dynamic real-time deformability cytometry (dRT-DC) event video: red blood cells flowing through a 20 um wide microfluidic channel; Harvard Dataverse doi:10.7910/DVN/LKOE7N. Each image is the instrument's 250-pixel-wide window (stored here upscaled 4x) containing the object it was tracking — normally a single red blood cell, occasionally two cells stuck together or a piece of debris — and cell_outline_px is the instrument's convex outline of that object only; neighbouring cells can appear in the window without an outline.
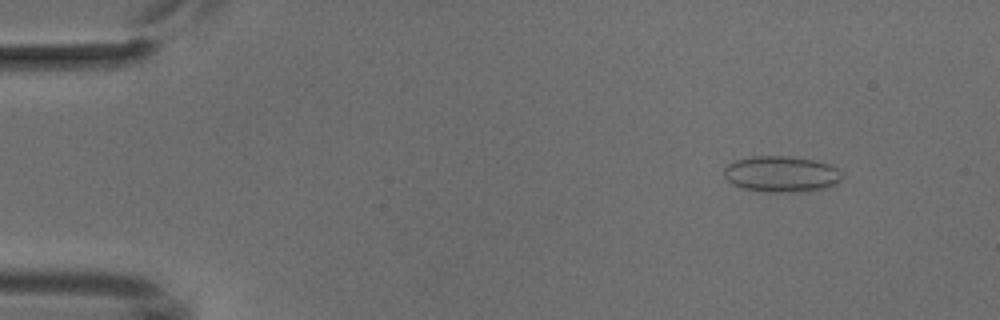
{"species": "common noctule bat (a hibernating species)", "species_latin": "Nyctalus noctula", "temperature_condition": "cold", "stored_images_in_passage": 4, "camera_frame_rate_fps": 3000, "um_per_image_px": 0.085, "animal": {"sex": "male", "body_mass_g": 18.8}, "frame": {"image": 1, "passage_image": 2, "time_ms": 1.0, "image_size_px": [1000, 320], "cell_outline_px": [[840, 180], [836, 184], [824, 188], [808, 192], [772, 192], [744, 188], [732, 184], [724, 176], [724, 168], [728, 164], [736, 160], [752, 156], [792, 156], [816, 160], [828, 164], [836, 168], [840, 172]], "centroid_in_image_um": [66.41, 14.79], "position_along_channel_um": 18.6, "area_um2": 24.8}}
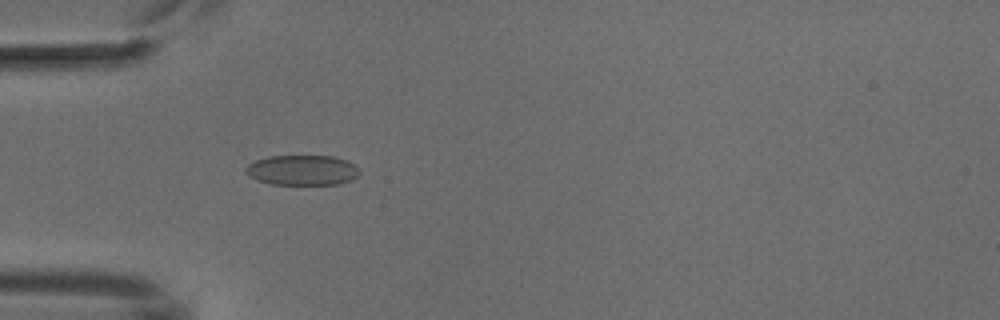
{"frame": {"image": 2, "passage_image": 4, "time_ms": 4.333, "image_size_px": [1000, 320], "cell_outline_px": [[360, 172], [352, 180], [340, 184], [272, 184], [256, 180], [248, 176], [244, 172], [244, 168], [248, 164], [256, 160], [268, 156], [332, 156], [348, 160]], "centroid_in_image_um": [25.65, 14.46], "position_along_channel_um": 59.3, "area_um2": 20.06}}